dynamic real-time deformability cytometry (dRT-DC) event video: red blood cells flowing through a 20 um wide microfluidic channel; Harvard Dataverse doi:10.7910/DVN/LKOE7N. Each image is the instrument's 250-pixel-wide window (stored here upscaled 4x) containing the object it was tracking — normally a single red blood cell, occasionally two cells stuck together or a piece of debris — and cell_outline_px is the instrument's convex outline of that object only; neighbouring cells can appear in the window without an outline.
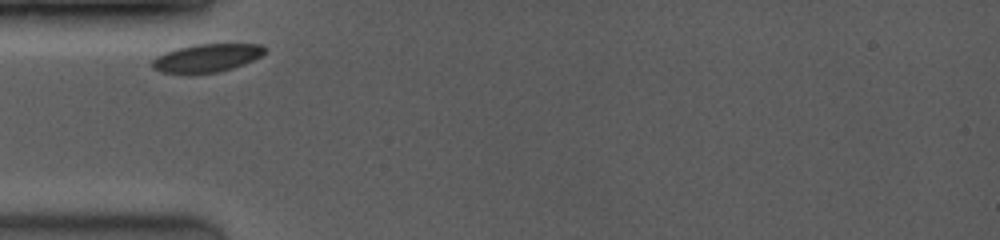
{"species": "common noctule bat (a hibernating species)", "species_latin": "Nyctalus noctula", "temperature_condition": "room temperature", "stored_images_in_passage": 17, "camera_frame_rate_fps": 3500, "um_per_image_px": 0.085, "animal": {"sex": "female", "body_mass_g": 19.0, "forearm_length_mm": 53.3}, "frame": {"image": 1, "passage_image": 1, "time_ms": 0.0, "image_size_px": [1000, 240], "cell_outline_px": [[268, 48], [260, 56], [244, 64], [220, 72], [160, 72], [152, 68], [152, 60], [156, 56], [164, 52], [176, 48], [196, 44], [260, 44]], "centroid_in_image_um": [17.57, 4.9], "position_along_channel_um": 67.4, "area_um2": 18.21}}
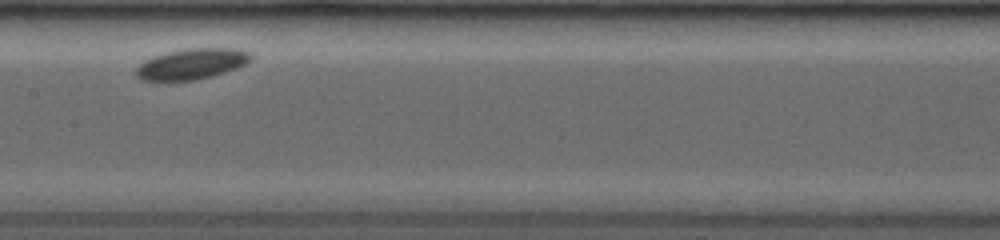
{"frame": {"image": 2, "passage_image": 7, "time_ms": 3.429, "image_size_px": [1000, 240], "cell_outline_px": [[252, 60], [248, 64], [212, 76], [196, 80], [164, 84], [140, 80], [136, 76], [136, 68], [144, 60], [152, 56], [168, 52], [188, 48], [236, 48], [248, 52], [252, 56]], "centroid_in_image_um": [16.23, 5.48], "position_along_channel_um": 191.2, "area_um2": 21.39}}
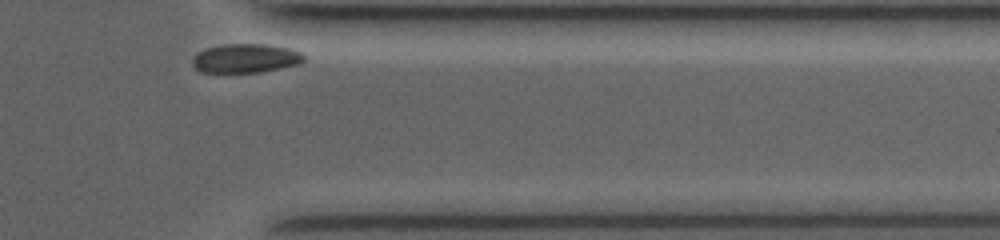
{"frame": {"image": 3, "passage_image": 17, "time_ms": 8.857, "image_size_px": [1000, 240], "cell_outline_px": [[304, 60], [300, 64], [260, 72], [200, 72], [192, 64], [192, 60], [200, 52], [208, 48], [224, 44], [268, 44], [288, 48], [300, 52], [304, 56]], "centroid_in_image_um": [20.91, 4.96], "position_along_channel_um": 390.5, "area_um2": 18.61}}